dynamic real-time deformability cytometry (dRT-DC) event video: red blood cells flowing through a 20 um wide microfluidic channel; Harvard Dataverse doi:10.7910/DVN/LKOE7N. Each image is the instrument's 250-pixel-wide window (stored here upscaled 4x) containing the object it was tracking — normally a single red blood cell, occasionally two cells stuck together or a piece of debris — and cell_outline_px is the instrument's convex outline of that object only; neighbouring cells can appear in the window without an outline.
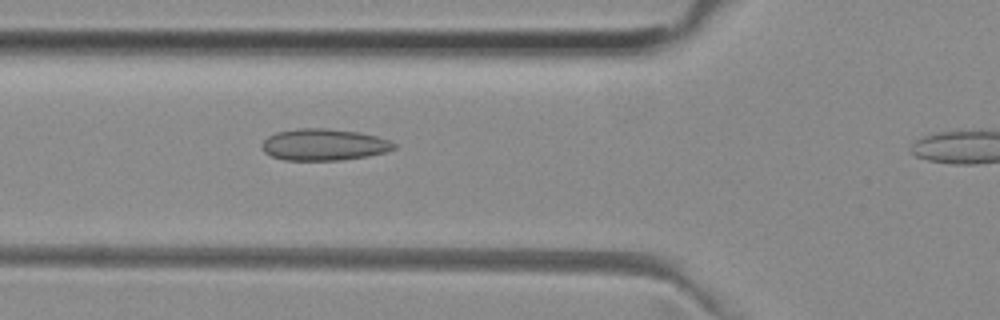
{"species": "common noctule bat (a hibernating species)", "species_latin": "Nyctalus noctula", "temperature_condition": "room temperature", "stored_images_in_passage": 5, "camera_frame_rate_fps": 3000, "um_per_image_px": 0.085, "animal": {"sex": "female", "body_mass_g": 29.2, "forearm_length_mm": 56.3}, "frame": {"image": 1, "passage_image": 4, "time_ms": 1.0, "image_size_px": [1000, 320], "cell_outline_px": [[396, 148], [384, 152], [368, 156], [340, 160], [284, 160], [272, 156], [264, 152], [260, 144], [268, 136], [276, 132], [300, 128], [328, 128], [360, 132], [376, 136], [388, 140], [396, 144]], "centroid_in_image_um": [27.51, 12.29], "position_along_channel_um": 98.3, "area_um2": 24.39}}